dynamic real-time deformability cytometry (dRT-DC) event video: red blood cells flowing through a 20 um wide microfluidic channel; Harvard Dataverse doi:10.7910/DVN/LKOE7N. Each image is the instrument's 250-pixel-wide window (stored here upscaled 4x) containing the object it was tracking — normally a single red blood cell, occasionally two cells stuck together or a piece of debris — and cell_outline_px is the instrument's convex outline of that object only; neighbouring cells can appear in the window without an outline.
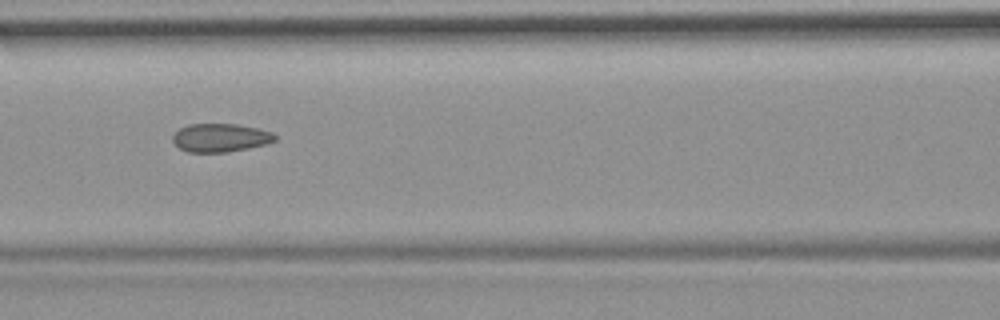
{"species": "common noctule bat (a hibernating species)", "species_latin": "Nyctalus noctula", "temperature_condition": "room temperature", "stored_images_in_passage": 54, "camera_frame_rate_fps": 3000, "um_per_image_px": 0.085, "animal": {"sex": "female", "body_mass_g": 19.9}, "frame": {"image": 1, "passage_image": 24, "time_ms": 7.667, "image_size_px": [1000, 320], "cell_outline_px": [[276, 140], [264, 144], [248, 148], [228, 152], [188, 152], [180, 148], [172, 140], [172, 136], [180, 128], [188, 124], [236, 124], [256, 128], [272, 132], [276, 136]], "centroid_in_image_um": [18.72, 11.7], "position_along_channel_um": 147.9, "area_um2": 16.76}, "authors_computed_cell_mechanics": {"area_um2": 17.8602, "velocity_mm_per_s": 3.7338, "shape_relaxation_time_tau1_ms": null, "shape_relaxation_time_tau2_ms": 1.8619, "deformation_change_tau1": null, "deformation_change_tau2": 0.0842}}